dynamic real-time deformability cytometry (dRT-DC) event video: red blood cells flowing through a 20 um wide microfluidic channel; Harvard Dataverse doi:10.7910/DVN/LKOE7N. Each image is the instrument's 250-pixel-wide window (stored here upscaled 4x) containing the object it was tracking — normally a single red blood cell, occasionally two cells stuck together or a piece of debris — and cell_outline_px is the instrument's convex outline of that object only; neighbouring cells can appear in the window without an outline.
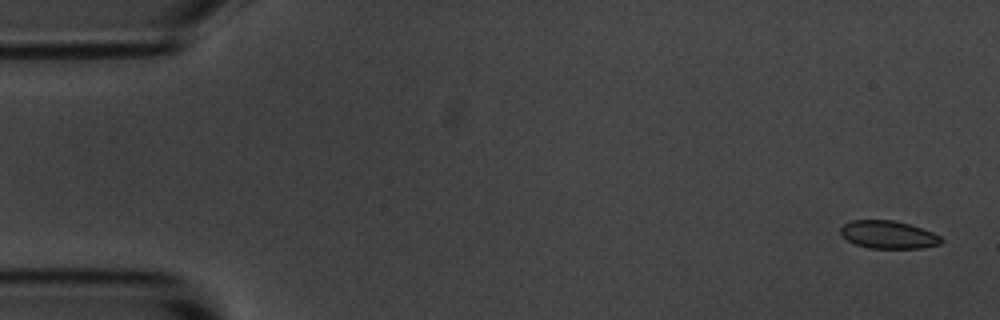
{"species": "common noctule bat (a hibernating species)", "species_latin": "Nyctalus noctula", "temperature_condition": "room temperature", "stored_images_in_passage": 4, "camera_frame_rate_fps": 3000, "um_per_image_px": 0.085, "animal": {"sex": "male", "body_mass_g": 20.1, "forearm_length_mm": 53.5}, "frame": {"image": 1, "passage_image": 1, "time_ms": 0.0, "image_size_px": [1000, 320], "cell_outline_px": [[944, 240], [940, 244], [920, 248], [868, 248], [856, 244], [848, 240], [840, 232], [840, 228], [844, 224], [852, 220], [892, 220], [908, 224], [932, 232], [940, 236]], "centroid_in_image_um": [75.51, 19.95], "position_along_channel_um": 9.5, "area_um2": 16.13}}